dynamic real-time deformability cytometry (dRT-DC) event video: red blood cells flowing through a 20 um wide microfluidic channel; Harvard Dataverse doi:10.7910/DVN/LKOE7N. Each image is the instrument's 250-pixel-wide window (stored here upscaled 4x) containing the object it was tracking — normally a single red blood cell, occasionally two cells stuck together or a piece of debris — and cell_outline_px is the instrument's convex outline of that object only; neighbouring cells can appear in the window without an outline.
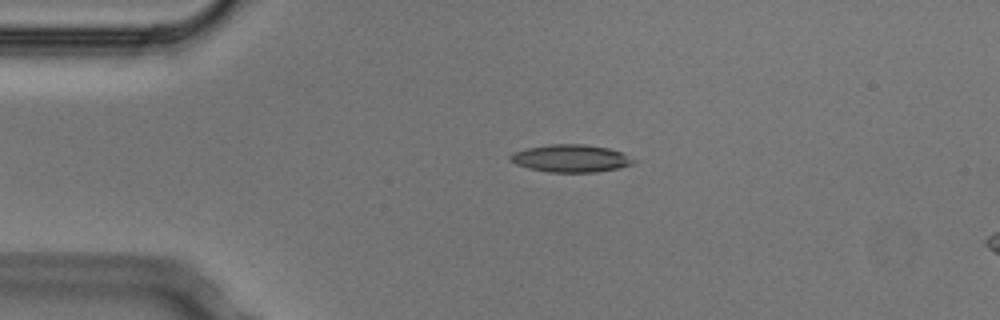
{"species": "Egyptian fruit bat (a non-hibernating species)", "species_latin": "Rousettus aegyptiacus", "temperature_condition": "cold", "stored_images_in_passage": 4, "camera_frame_rate_fps": 3000, "um_per_image_px": 0.085, "animal": {"sex": "male"}, "frame": {"image": 1, "passage_image": 4, "time_ms": 1.0, "image_size_px": [1000, 320], "cell_outline_px": [[636, 164], [596, 172], [548, 172], [528, 168], [516, 164], [508, 160], [508, 156], [512, 152], [528, 148], [548, 144], [584, 144], [608, 148], [620, 152], [636, 160]], "centroid_in_image_um": [48.48, 13.46], "position_along_channel_um": 36.5, "area_um2": 19.83}}